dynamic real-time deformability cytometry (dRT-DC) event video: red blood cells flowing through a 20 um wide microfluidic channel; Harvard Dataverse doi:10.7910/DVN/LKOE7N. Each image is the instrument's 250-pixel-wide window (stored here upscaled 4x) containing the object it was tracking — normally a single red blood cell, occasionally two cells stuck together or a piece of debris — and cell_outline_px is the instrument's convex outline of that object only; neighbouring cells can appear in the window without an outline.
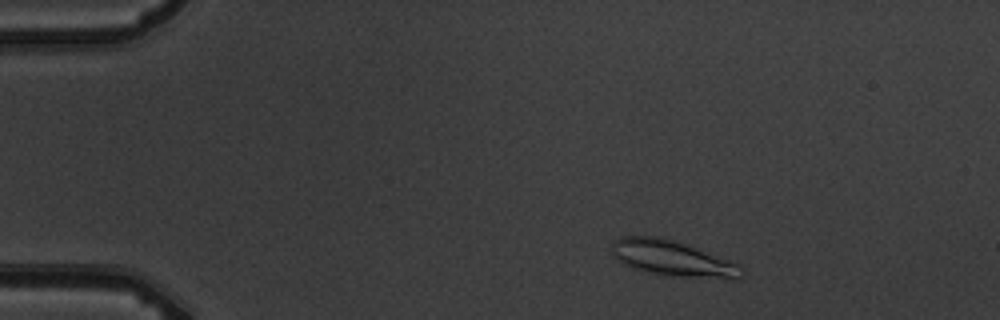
{"species": "common noctule bat (a hibernating species)", "species_latin": "Nyctalus noctula", "temperature_condition": "warm", "stored_images_in_passage": 6, "camera_frame_rate_fps": 3000, "um_per_image_px": 0.085, "animal": {"sex": "male", "body_mass_g": 19.5, "forearm_length_mm": 54.6}, "frame": {"image": 1, "passage_image": 2, "time_ms": 1.333, "image_size_px": [1000, 320], "cell_outline_px": [[744, 276], [736, 280], [688, 276], [648, 272], [624, 264], [612, 256], [612, 244], [620, 236], [660, 236], [680, 240], [740, 264], [744, 272]], "centroid_in_image_um": [57.24, 21.93], "position_along_channel_um": 27.8, "area_um2": 27.22}}
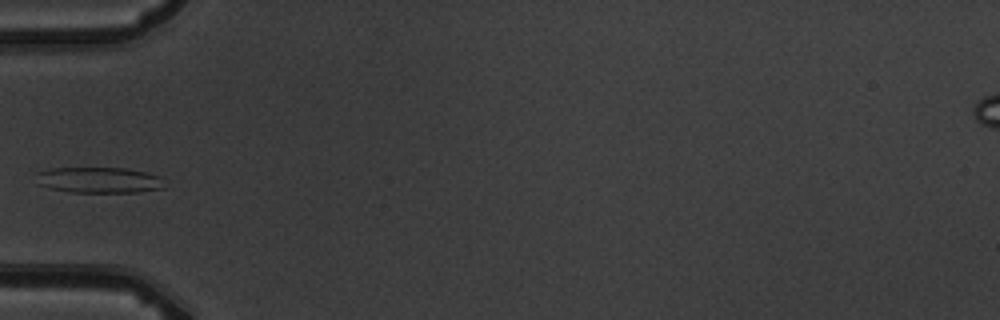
{"frame": {"image": 2, "passage_image": 5, "time_ms": 4.667, "image_size_px": [1000, 320], "cell_outline_px": [[164, 188], [136, 192], [72, 192], [52, 188], [36, 184], [36, 172], [52, 168], [124, 168], [144, 172], [160, 176]], "centroid_in_image_um": [8.37, 15.3], "position_along_channel_um": 76.6, "area_um2": 19.19}}